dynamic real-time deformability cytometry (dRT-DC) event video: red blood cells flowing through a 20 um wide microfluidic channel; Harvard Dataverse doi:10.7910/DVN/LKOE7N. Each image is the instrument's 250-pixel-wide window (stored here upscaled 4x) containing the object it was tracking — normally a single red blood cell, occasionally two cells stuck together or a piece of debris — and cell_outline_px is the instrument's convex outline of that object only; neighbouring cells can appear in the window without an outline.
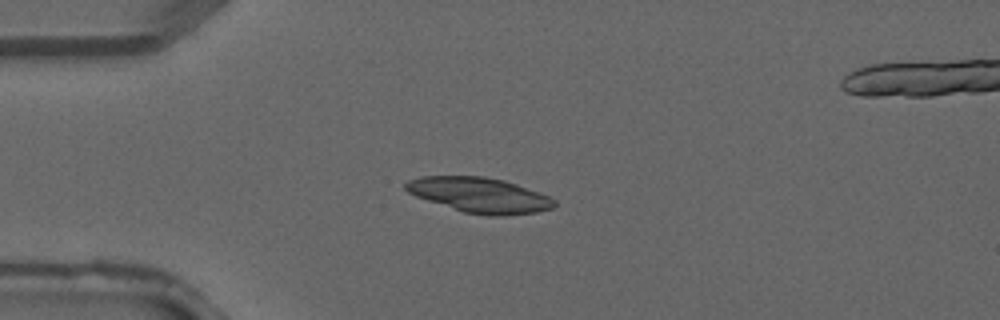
{"species": "common noctule bat (a hibernating species)", "species_latin": "Nyctalus noctula", "temperature_condition": "warm", "stored_images_in_passage": 2, "camera_frame_rate_fps": 3000, "um_per_image_px": 0.085, "animal": {"sex": "male", "forearm_length_mm": 52.5}, "frame": {"image": 1, "passage_image": 1, "time_ms": 0.0, "image_size_px": [1000, 320], "cell_outline_px": [[556, 204], [552, 208], [536, 212], [504, 216], [488, 216], [464, 212], [416, 196], [408, 192], [404, 188], [404, 184], [408, 180], [420, 176], [484, 176], [504, 180], [540, 192], [556, 200]], "centroid_in_image_um": [40.77, 16.57], "position_along_channel_um": 44.2, "area_um2": 30.4}}